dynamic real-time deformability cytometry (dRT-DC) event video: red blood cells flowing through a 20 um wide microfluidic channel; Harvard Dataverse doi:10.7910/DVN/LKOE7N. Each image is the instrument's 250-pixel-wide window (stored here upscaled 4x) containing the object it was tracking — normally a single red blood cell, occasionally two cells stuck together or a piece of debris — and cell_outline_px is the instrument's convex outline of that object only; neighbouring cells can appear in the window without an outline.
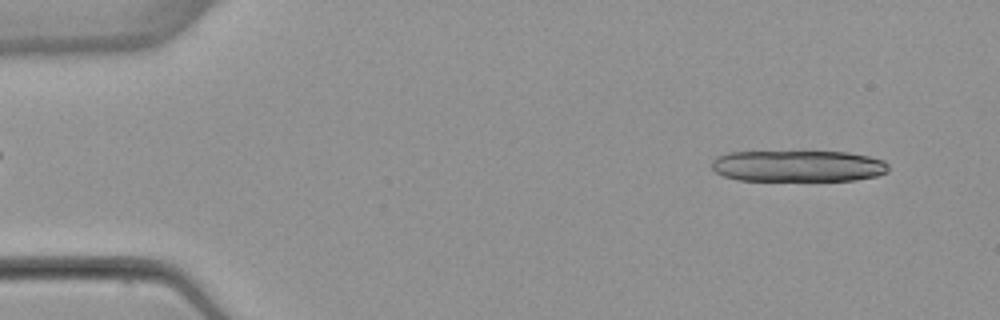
{"species": "common noctule bat (a hibernating species)", "species_latin": "Nyctalus noctula", "temperature_condition": "warm", "stored_images_in_passage": 37, "camera_frame_rate_fps": 3000, "um_per_image_px": 0.085, "animal": {"sex": "female", "body_mass_g": 22.7, "forearm_length_mm": 54.2}, "frame": {"image": 1, "passage_image": 3, "time_ms": 0.667, "image_size_px": [1000, 320], "cell_outline_px": [[888, 172], [876, 176], [856, 180], [736, 180], [724, 176], [716, 172], [712, 168], [712, 160], [716, 156], [728, 152], [848, 152], [868, 156], [884, 160], [888, 164]], "centroid_in_image_um": [67.83, 14.11], "position_along_channel_um": 17.2, "area_um2": 32.37}}
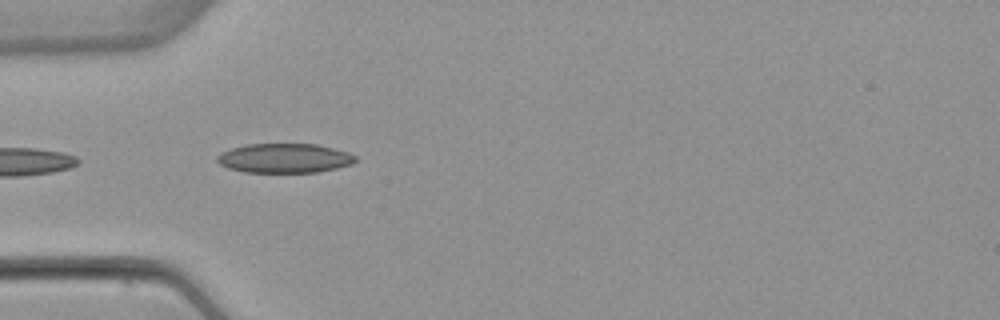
{"frame": {"image": 2, "passage_image": 15, "time_ms": 4.667, "image_size_px": [1000, 320], "cell_outline_px": [[356, 160], [352, 164], [320, 172], [244, 172], [228, 168], [220, 164], [216, 160], [216, 156], [220, 152], [232, 148], [248, 144], [316, 144], [348, 152], [356, 156]], "centroid_in_image_um": [24.16, 13.45], "position_along_channel_um": 60.8, "area_um2": 23.7}}